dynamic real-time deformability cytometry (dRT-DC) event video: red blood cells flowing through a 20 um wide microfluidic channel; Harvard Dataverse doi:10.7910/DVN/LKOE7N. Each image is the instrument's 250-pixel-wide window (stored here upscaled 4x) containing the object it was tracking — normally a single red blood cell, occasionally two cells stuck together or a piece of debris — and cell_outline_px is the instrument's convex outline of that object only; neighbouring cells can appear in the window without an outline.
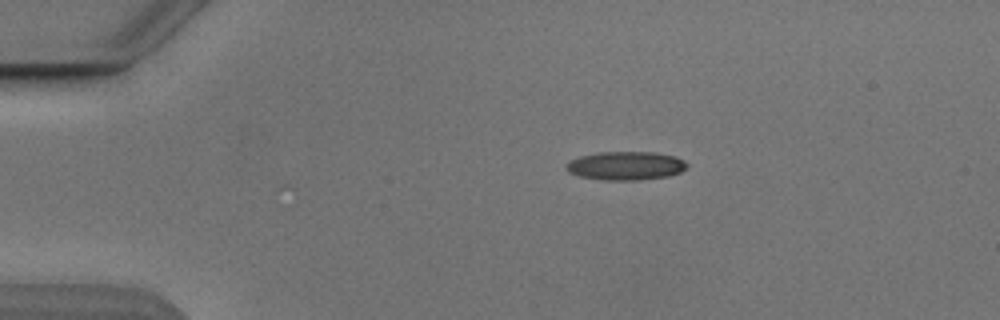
{"species": "Egyptian fruit bat (a non-hibernating species)", "species_latin": "Rousettus aegyptiacus", "temperature_condition": "cold", "stored_images_in_passage": 35, "camera_frame_rate_fps": 3000, "um_per_image_px": 0.085, "animal": {"sex": "male"}, "frame": {"image": 1, "passage_image": 1, "time_ms": 0.0, "image_size_px": [1000, 320], "cell_outline_px": [[688, 164], [680, 172], [668, 176], [636, 180], [604, 180], [580, 176], [568, 172], [564, 168], [572, 160], [580, 156], [596, 152], [656, 152], [676, 156], [684, 160]], "centroid_in_image_um": [53.19, 14.08], "position_along_channel_um": 31.8, "area_um2": 20.06}}
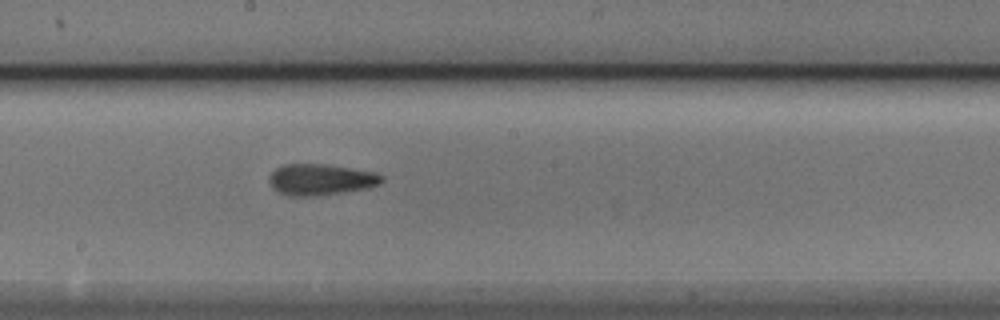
{"frame": {"image": 2, "passage_image": 20, "time_ms": 6.333, "image_size_px": [1000, 320], "cell_outline_px": [[384, 180], [380, 184], [368, 188], [316, 196], [288, 196], [280, 192], [272, 184], [268, 176], [276, 168], [284, 164], [324, 164], [372, 172], [384, 176]], "centroid_in_image_um": [27.27, 15.26], "position_along_channel_um": 220.9, "area_um2": 20.17}}
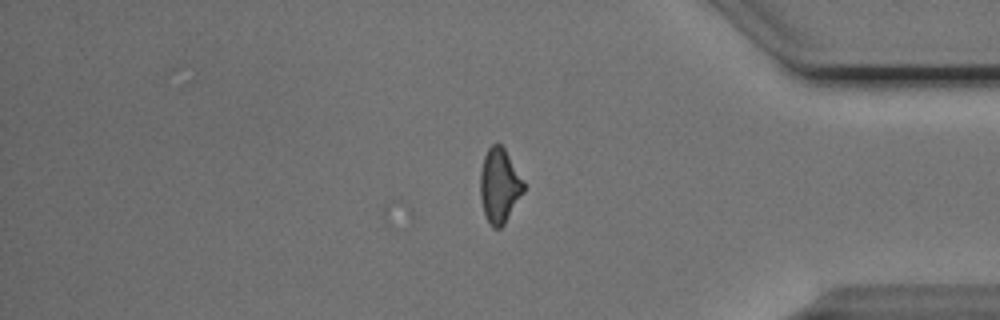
{"frame": {"image": 3, "passage_image": 35, "time_ms": 11.333, "image_size_px": [1000, 320], "cell_outline_px": [[524, 192], [504, 224], [500, 228], [492, 228], [484, 212], [480, 196], [480, 172], [484, 156], [488, 148], [496, 140], [504, 148], [524, 180]], "centroid_in_image_um": [42.45, 15.75], "position_along_channel_um": 392.7, "area_um2": 18.9}, "authors_computed_cell_mechanics": {"area_um2": 19.4208, "velocity_mm_per_s": 3.8707, "shape_relaxation_time_tau1_ms": 4.3011, "shape_relaxation_time_tau2_ms": 2.6789, "deformation_change_tau1": 0.1542, "deformation_change_tau2": 0.1142}}